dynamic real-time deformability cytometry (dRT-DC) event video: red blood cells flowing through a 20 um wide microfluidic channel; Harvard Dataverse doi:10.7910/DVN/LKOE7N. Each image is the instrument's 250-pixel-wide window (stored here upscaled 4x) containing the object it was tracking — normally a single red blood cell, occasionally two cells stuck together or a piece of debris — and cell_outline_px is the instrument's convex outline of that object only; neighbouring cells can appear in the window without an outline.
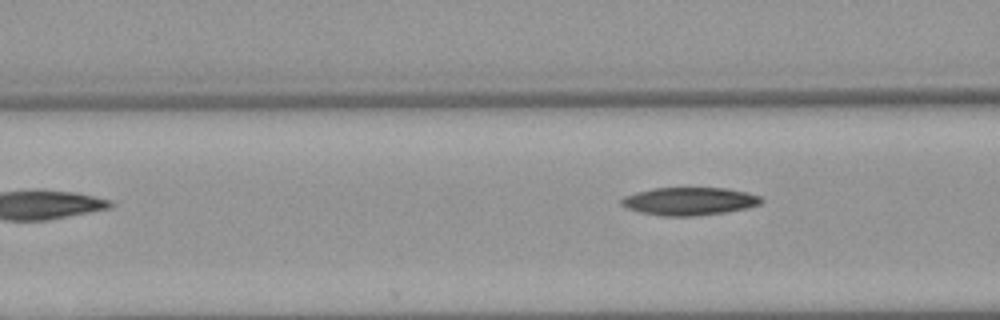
{"species": "Egyptian fruit bat (a non-hibernating species)", "species_latin": "Rousettus aegyptiacus", "temperature_condition": "warm", "stored_images_in_passage": 4, "camera_frame_rate_fps": 3000, "um_per_image_px": 0.085, "animal": {"sex": "female"}, "frame": {"image": 1, "passage_image": 4, "time_ms": 3.667, "image_size_px": [1000, 320], "cell_outline_px": [[764, 200], [760, 204], [748, 208], [724, 212], [696, 216], [660, 216], [640, 212], [628, 208], [620, 204], [620, 200], [624, 196], [636, 192], [652, 188], [724, 188], [748, 192], [760, 196]], "centroid_in_image_um": [58.59, 17.1], "position_along_channel_um": 108.0, "area_um2": 22.83}}